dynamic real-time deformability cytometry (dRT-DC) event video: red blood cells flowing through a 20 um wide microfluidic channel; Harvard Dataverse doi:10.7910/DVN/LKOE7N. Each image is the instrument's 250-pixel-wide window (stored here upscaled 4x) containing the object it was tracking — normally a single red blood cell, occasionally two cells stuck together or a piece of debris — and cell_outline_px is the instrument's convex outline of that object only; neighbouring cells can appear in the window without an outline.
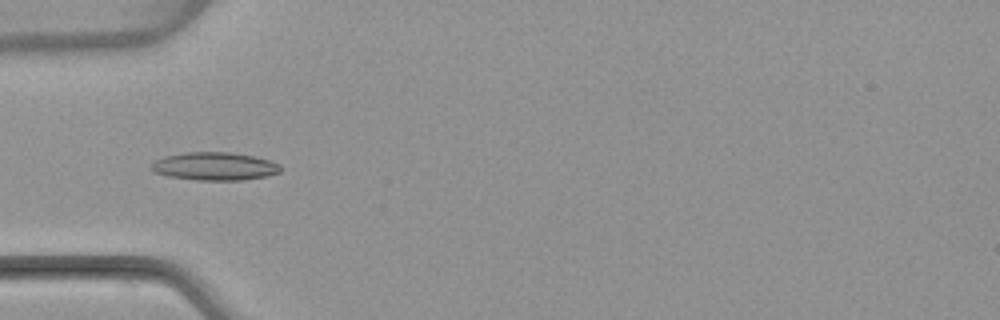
{"species": "common noctule bat (a hibernating species)", "species_latin": "Nyctalus noctula", "temperature_condition": "warm", "stored_images_in_passage": 5, "camera_frame_rate_fps": 3000, "um_per_image_px": 0.085, "animal": {"sex": "female", "body_mass_g": 22.7, "forearm_length_mm": 54.2}, "frame": {"image": 1, "passage_image": 5, "time_ms": 5.0, "image_size_px": [1000, 320], "cell_outline_px": [[280, 172], [264, 176], [240, 180], [196, 180], [168, 176], [152, 172], [148, 168], [156, 160], [164, 156], [184, 152], [232, 152], [256, 156], [280, 164]], "centroid_in_image_um": [18.2, 14.12], "position_along_channel_um": 66.8, "area_um2": 21.21}}